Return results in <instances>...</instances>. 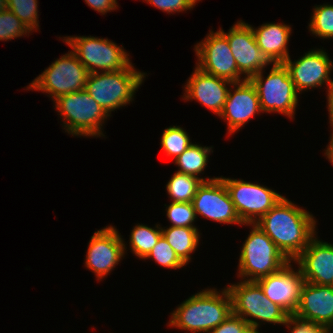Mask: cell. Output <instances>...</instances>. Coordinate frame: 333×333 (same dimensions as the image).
<instances>
[{
	"mask_svg": "<svg viewBox=\"0 0 333 333\" xmlns=\"http://www.w3.org/2000/svg\"><path fill=\"white\" fill-rule=\"evenodd\" d=\"M314 216L283 197L255 224L292 262L316 235Z\"/></svg>",
	"mask_w": 333,
	"mask_h": 333,
	"instance_id": "obj_1",
	"label": "cell"
},
{
	"mask_svg": "<svg viewBox=\"0 0 333 333\" xmlns=\"http://www.w3.org/2000/svg\"><path fill=\"white\" fill-rule=\"evenodd\" d=\"M232 314V302L227 288L202 290L180 305L171 313L169 327L191 331V333H210Z\"/></svg>",
	"mask_w": 333,
	"mask_h": 333,
	"instance_id": "obj_2",
	"label": "cell"
},
{
	"mask_svg": "<svg viewBox=\"0 0 333 333\" xmlns=\"http://www.w3.org/2000/svg\"><path fill=\"white\" fill-rule=\"evenodd\" d=\"M147 73L128 68L113 72L89 73L85 90L109 114L130 104Z\"/></svg>",
	"mask_w": 333,
	"mask_h": 333,
	"instance_id": "obj_3",
	"label": "cell"
},
{
	"mask_svg": "<svg viewBox=\"0 0 333 333\" xmlns=\"http://www.w3.org/2000/svg\"><path fill=\"white\" fill-rule=\"evenodd\" d=\"M243 225H252V229L241 248L238 277L245 281H257L280 271L290 262L255 223Z\"/></svg>",
	"mask_w": 333,
	"mask_h": 333,
	"instance_id": "obj_4",
	"label": "cell"
},
{
	"mask_svg": "<svg viewBox=\"0 0 333 333\" xmlns=\"http://www.w3.org/2000/svg\"><path fill=\"white\" fill-rule=\"evenodd\" d=\"M54 103L68 134L79 137L105 136L102 126L110 115L85 89L62 95Z\"/></svg>",
	"mask_w": 333,
	"mask_h": 333,
	"instance_id": "obj_5",
	"label": "cell"
},
{
	"mask_svg": "<svg viewBox=\"0 0 333 333\" xmlns=\"http://www.w3.org/2000/svg\"><path fill=\"white\" fill-rule=\"evenodd\" d=\"M232 302V314L258 329L261 322L285 325L290 315L265 296L256 281H240L226 287ZM252 317V319L248 318ZM255 318V320L253 319Z\"/></svg>",
	"mask_w": 333,
	"mask_h": 333,
	"instance_id": "obj_6",
	"label": "cell"
},
{
	"mask_svg": "<svg viewBox=\"0 0 333 333\" xmlns=\"http://www.w3.org/2000/svg\"><path fill=\"white\" fill-rule=\"evenodd\" d=\"M272 65L265 79L263 70L250 79L256 87L262 113L277 112L293 119L299 93L296 91L285 65L283 63Z\"/></svg>",
	"mask_w": 333,
	"mask_h": 333,
	"instance_id": "obj_7",
	"label": "cell"
},
{
	"mask_svg": "<svg viewBox=\"0 0 333 333\" xmlns=\"http://www.w3.org/2000/svg\"><path fill=\"white\" fill-rule=\"evenodd\" d=\"M63 38L89 73L120 71L132 64L123 46H117L111 40L94 36Z\"/></svg>",
	"mask_w": 333,
	"mask_h": 333,
	"instance_id": "obj_8",
	"label": "cell"
},
{
	"mask_svg": "<svg viewBox=\"0 0 333 333\" xmlns=\"http://www.w3.org/2000/svg\"><path fill=\"white\" fill-rule=\"evenodd\" d=\"M89 72L73 51L56 59L29 84L27 90L49 94L54 101L62 95L85 89Z\"/></svg>",
	"mask_w": 333,
	"mask_h": 333,
	"instance_id": "obj_9",
	"label": "cell"
},
{
	"mask_svg": "<svg viewBox=\"0 0 333 333\" xmlns=\"http://www.w3.org/2000/svg\"><path fill=\"white\" fill-rule=\"evenodd\" d=\"M242 223H256L284 196L257 183L220 177Z\"/></svg>",
	"mask_w": 333,
	"mask_h": 333,
	"instance_id": "obj_10",
	"label": "cell"
},
{
	"mask_svg": "<svg viewBox=\"0 0 333 333\" xmlns=\"http://www.w3.org/2000/svg\"><path fill=\"white\" fill-rule=\"evenodd\" d=\"M194 50L198 57L196 67L202 72L233 83L246 80L241 79L229 42L219 30L213 32L211 29L206 38L194 46Z\"/></svg>",
	"mask_w": 333,
	"mask_h": 333,
	"instance_id": "obj_11",
	"label": "cell"
},
{
	"mask_svg": "<svg viewBox=\"0 0 333 333\" xmlns=\"http://www.w3.org/2000/svg\"><path fill=\"white\" fill-rule=\"evenodd\" d=\"M192 205L196 218L197 215H201L204 218L223 224L243 225L225 183L220 177L202 182L192 200Z\"/></svg>",
	"mask_w": 333,
	"mask_h": 333,
	"instance_id": "obj_12",
	"label": "cell"
},
{
	"mask_svg": "<svg viewBox=\"0 0 333 333\" xmlns=\"http://www.w3.org/2000/svg\"><path fill=\"white\" fill-rule=\"evenodd\" d=\"M124 240L113 226L94 232L88 244L85 267L92 270L97 280L107 276L125 255Z\"/></svg>",
	"mask_w": 333,
	"mask_h": 333,
	"instance_id": "obj_13",
	"label": "cell"
},
{
	"mask_svg": "<svg viewBox=\"0 0 333 333\" xmlns=\"http://www.w3.org/2000/svg\"><path fill=\"white\" fill-rule=\"evenodd\" d=\"M219 31L227 38L232 55L235 58L239 73L250 80L255 74L272 64L258 47L252 26L240 20L226 33Z\"/></svg>",
	"mask_w": 333,
	"mask_h": 333,
	"instance_id": "obj_14",
	"label": "cell"
},
{
	"mask_svg": "<svg viewBox=\"0 0 333 333\" xmlns=\"http://www.w3.org/2000/svg\"><path fill=\"white\" fill-rule=\"evenodd\" d=\"M328 56L323 49H312L294 62L290 56L283 62L299 94L303 90L320 88L325 84L328 92L332 81L330 73L333 69V62Z\"/></svg>",
	"mask_w": 333,
	"mask_h": 333,
	"instance_id": "obj_15",
	"label": "cell"
},
{
	"mask_svg": "<svg viewBox=\"0 0 333 333\" xmlns=\"http://www.w3.org/2000/svg\"><path fill=\"white\" fill-rule=\"evenodd\" d=\"M292 316L321 328L333 329V286L304 281L298 306Z\"/></svg>",
	"mask_w": 333,
	"mask_h": 333,
	"instance_id": "obj_16",
	"label": "cell"
},
{
	"mask_svg": "<svg viewBox=\"0 0 333 333\" xmlns=\"http://www.w3.org/2000/svg\"><path fill=\"white\" fill-rule=\"evenodd\" d=\"M232 86L219 115L227 121L228 132L231 135L239 131L255 114L262 112L256 87L250 80L234 82Z\"/></svg>",
	"mask_w": 333,
	"mask_h": 333,
	"instance_id": "obj_17",
	"label": "cell"
},
{
	"mask_svg": "<svg viewBox=\"0 0 333 333\" xmlns=\"http://www.w3.org/2000/svg\"><path fill=\"white\" fill-rule=\"evenodd\" d=\"M266 297L282 307L290 316L295 312L304 282L301 271H295L291 261L280 271L256 281Z\"/></svg>",
	"mask_w": 333,
	"mask_h": 333,
	"instance_id": "obj_18",
	"label": "cell"
},
{
	"mask_svg": "<svg viewBox=\"0 0 333 333\" xmlns=\"http://www.w3.org/2000/svg\"><path fill=\"white\" fill-rule=\"evenodd\" d=\"M314 237L293 261L305 282L333 286V244Z\"/></svg>",
	"mask_w": 333,
	"mask_h": 333,
	"instance_id": "obj_19",
	"label": "cell"
},
{
	"mask_svg": "<svg viewBox=\"0 0 333 333\" xmlns=\"http://www.w3.org/2000/svg\"><path fill=\"white\" fill-rule=\"evenodd\" d=\"M185 85L183 100H197L218 116L221 114L233 82L209 75L195 67Z\"/></svg>",
	"mask_w": 333,
	"mask_h": 333,
	"instance_id": "obj_20",
	"label": "cell"
},
{
	"mask_svg": "<svg viewBox=\"0 0 333 333\" xmlns=\"http://www.w3.org/2000/svg\"><path fill=\"white\" fill-rule=\"evenodd\" d=\"M252 31L256 43L267 59L272 63H283L290 55L288 42L291 26L280 23H265Z\"/></svg>",
	"mask_w": 333,
	"mask_h": 333,
	"instance_id": "obj_21",
	"label": "cell"
},
{
	"mask_svg": "<svg viewBox=\"0 0 333 333\" xmlns=\"http://www.w3.org/2000/svg\"><path fill=\"white\" fill-rule=\"evenodd\" d=\"M161 231L178 257L187 265L191 260V253L195 252L199 245L198 228L170 226L166 229L161 227Z\"/></svg>",
	"mask_w": 333,
	"mask_h": 333,
	"instance_id": "obj_22",
	"label": "cell"
},
{
	"mask_svg": "<svg viewBox=\"0 0 333 333\" xmlns=\"http://www.w3.org/2000/svg\"><path fill=\"white\" fill-rule=\"evenodd\" d=\"M218 177L205 179L188 174L175 172L166 184V190L172 202H192L198 187L202 182L214 180Z\"/></svg>",
	"mask_w": 333,
	"mask_h": 333,
	"instance_id": "obj_23",
	"label": "cell"
},
{
	"mask_svg": "<svg viewBox=\"0 0 333 333\" xmlns=\"http://www.w3.org/2000/svg\"><path fill=\"white\" fill-rule=\"evenodd\" d=\"M212 148L192 144L174 160L179 169L177 172L200 178L198 176L206 169Z\"/></svg>",
	"mask_w": 333,
	"mask_h": 333,
	"instance_id": "obj_24",
	"label": "cell"
},
{
	"mask_svg": "<svg viewBox=\"0 0 333 333\" xmlns=\"http://www.w3.org/2000/svg\"><path fill=\"white\" fill-rule=\"evenodd\" d=\"M162 235L161 227L156 224L154 228L143 224H137L131 230L130 248L135 256L144 259L153 247L158 243Z\"/></svg>",
	"mask_w": 333,
	"mask_h": 333,
	"instance_id": "obj_25",
	"label": "cell"
},
{
	"mask_svg": "<svg viewBox=\"0 0 333 333\" xmlns=\"http://www.w3.org/2000/svg\"><path fill=\"white\" fill-rule=\"evenodd\" d=\"M193 143L190 142V136L179 126H170L165 128L161 136V148L167 156L176 159Z\"/></svg>",
	"mask_w": 333,
	"mask_h": 333,
	"instance_id": "obj_26",
	"label": "cell"
},
{
	"mask_svg": "<svg viewBox=\"0 0 333 333\" xmlns=\"http://www.w3.org/2000/svg\"><path fill=\"white\" fill-rule=\"evenodd\" d=\"M309 30L313 35L323 39L333 38V5H317L313 9Z\"/></svg>",
	"mask_w": 333,
	"mask_h": 333,
	"instance_id": "obj_27",
	"label": "cell"
},
{
	"mask_svg": "<svg viewBox=\"0 0 333 333\" xmlns=\"http://www.w3.org/2000/svg\"><path fill=\"white\" fill-rule=\"evenodd\" d=\"M7 9L12 11L30 31L39 30L37 0H6Z\"/></svg>",
	"mask_w": 333,
	"mask_h": 333,
	"instance_id": "obj_28",
	"label": "cell"
},
{
	"mask_svg": "<svg viewBox=\"0 0 333 333\" xmlns=\"http://www.w3.org/2000/svg\"><path fill=\"white\" fill-rule=\"evenodd\" d=\"M149 258L157 262L158 265L169 269H178L186 265L178 257L163 235L160 236L158 243L153 247L144 260Z\"/></svg>",
	"mask_w": 333,
	"mask_h": 333,
	"instance_id": "obj_29",
	"label": "cell"
},
{
	"mask_svg": "<svg viewBox=\"0 0 333 333\" xmlns=\"http://www.w3.org/2000/svg\"><path fill=\"white\" fill-rule=\"evenodd\" d=\"M166 216L172 223L170 226L197 228L193 223L198 218H196L192 202H171L166 207Z\"/></svg>",
	"mask_w": 333,
	"mask_h": 333,
	"instance_id": "obj_30",
	"label": "cell"
},
{
	"mask_svg": "<svg viewBox=\"0 0 333 333\" xmlns=\"http://www.w3.org/2000/svg\"><path fill=\"white\" fill-rule=\"evenodd\" d=\"M29 36L32 33L15 14L6 9L0 12V41H9L21 37Z\"/></svg>",
	"mask_w": 333,
	"mask_h": 333,
	"instance_id": "obj_31",
	"label": "cell"
},
{
	"mask_svg": "<svg viewBox=\"0 0 333 333\" xmlns=\"http://www.w3.org/2000/svg\"><path fill=\"white\" fill-rule=\"evenodd\" d=\"M210 333H260L258 329L248 325L241 317L231 314L223 323Z\"/></svg>",
	"mask_w": 333,
	"mask_h": 333,
	"instance_id": "obj_32",
	"label": "cell"
},
{
	"mask_svg": "<svg viewBox=\"0 0 333 333\" xmlns=\"http://www.w3.org/2000/svg\"><path fill=\"white\" fill-rule=\"evenodd\" d=\"M167 13L191 10L201 0H143Z\"/></svg>",
	"mask_w": 333,
	"mask_h": 333,
	"instance_id": "obj_33",
	"label": "cell"
},
{
	"mask_svg": "<svg viewBox=\"0 0 333 333\" xmlns=\"http://www.w3.org/2000/svg\"><path fill=\"white\" fill-rule=\"evenodd\" d=\"M285 325L290 329L289 333H330V330H332V328H321L313 323L296 319L293 316L287 319Z\"/></svg>",
	"mask_w": 333,
	"mask_h": 333,
	"instance_id": "obj_34",
	"label": "cell"
},
{
	"mask_svg": "<svg viewBox=\"0 0 333 333\" xmlns=\"http://www.w3.org/2000/svg\"><path fill=\"white\" fill-rule=\"evenodd\" d=\"M86 4L101 15L116 10L118 8L117 0H85Z\"/></svg>",
	"mask_w": 333,
	"mask_h": 333,
	"instance_id": "obj_35",
	"label": "cell"
},
{
	"mask_svg": "<svg viewBox=\"0 0 333 333\" xmlns=\"http://www.w3.org/2000/svg\"><path fill=\"white\" fill-rule=\"evenodd\" d=\"M327 94V108H328V111H329V123L330 125H333V80L331 81L330 83V88L328 90V93Z\"/></svg>",
	"mask_w": 333,
	"mask_h": 333,
	"instance_id": "obj_36",
	"label": "cell"
},
{
	"mask_svg": "<svg viewBox=\"0 0 333 333\" xmlns=\"http://www.w3.org/2000/svg\"><path fill=\"white\" fill-rule=\"evenodd\" d=\"M331 127H333V125H330ZM332 130V134L330 136V142L329 145H327L326 150H325V156H327L328 160L332 163L333 165V128Z\"/></svg>",
	"mask_w": 333,
	"mask_h": 333,
	"instance_id": "obj_37",
	"label": "cell"
},
{
	"mask_svg": "<svg viewBox=\"0 0 333 333\" xmlns=\"http://www.w3.org/2000/svg\"><path fill=\"white\" fill-rule=\"evenodd\" d=\"M7 9L6 0H0V12Z\"/></svg>",
	"mask_w": 333,
	"mask_h": 333,
	"instance_id": "obj_38",
	"label": "cell"
}]
</instances>
